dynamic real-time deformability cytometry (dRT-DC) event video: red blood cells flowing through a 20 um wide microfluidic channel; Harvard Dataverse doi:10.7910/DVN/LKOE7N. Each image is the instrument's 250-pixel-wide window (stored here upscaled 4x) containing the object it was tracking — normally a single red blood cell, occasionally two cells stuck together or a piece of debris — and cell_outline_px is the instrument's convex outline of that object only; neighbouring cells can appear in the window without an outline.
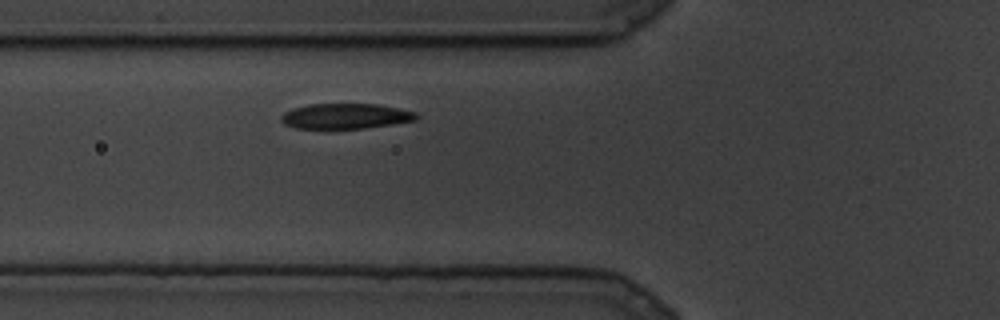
{"species": "common noctule bat (a hibernating species)", "species_latin": "Nyctalus noctula", "temperature_condition": "cold", "stored_images_in_passage": 4, "camera_frame_rate_fps": 3000, "um_per_image_px": 0.085, "animal": {"sex": "male", "body_mass_g": 19.5, "forearm_length_mm": 54.6}, "frame": {"image": 1, "passage_image": 4, "time_ms": 1.0, "image_size_px": [1000, 320], "cell_outline_px": [[420, 116], [416, 120], [392, 124], [364, 128], [296, 128], [284, 124], [280, 120], [280, 116], [284, 112], [292, 108], [308, 104], [376, 104], [416, 112]], "centroid_in_image_um": [29.34, 9.87], "position_along_channel_um": 96.5, "area_um2": 19.88}}